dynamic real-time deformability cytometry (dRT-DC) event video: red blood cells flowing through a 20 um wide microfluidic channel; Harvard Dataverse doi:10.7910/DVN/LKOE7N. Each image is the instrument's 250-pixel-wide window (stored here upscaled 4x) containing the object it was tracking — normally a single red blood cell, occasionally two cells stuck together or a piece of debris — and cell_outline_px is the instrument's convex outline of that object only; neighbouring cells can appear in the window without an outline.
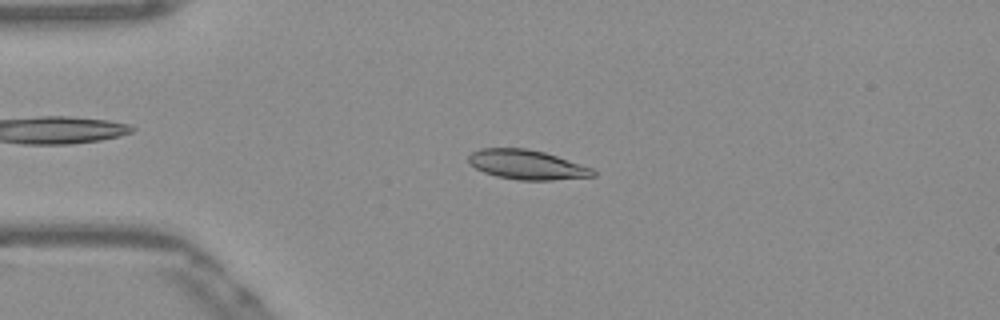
{"species": "Egyptian fruit bat (a non-hibernating species)", "species_latin": "Rousettus aegyptiacus", "temperature_condition": "warm", "stored_images_in_passage": 52, "camera_frame_rate_fps": 3000, "um_per_image_px": 0.085, "frame": {"image": 1, "passage_image": 12, "time_ms": 3.667, "image_size_px": [1000, 320], "cell_outline_px": [[596, 176], [552, 180], [520, 180], [496, 176], [484, 172], [476, 168], [468, 160], [468, 156], [472, 152], [480, 148], [528, 148], [544, 152], [592, 168], [596, 172]], "centroid_in_image_um": [44.78, 13.99], "position_along_channel_um": 40.2, "area_um2": 21.27}}
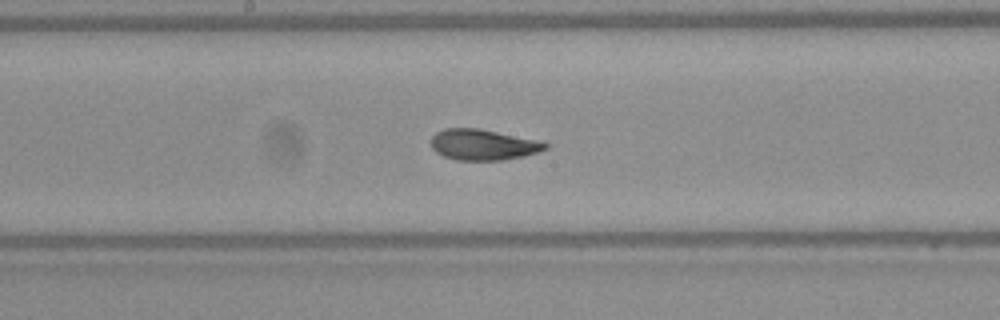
{"frame": {"image": 2, "passage_image": 27, "time_ms": 8.667, "image_size_px": [1000, 320], "cell_outline_px": [[548, 148], [524, 156], [504, 160], [456, 160], [444, 156], [436, 152], [432, 148], [432, 136], [436, 132], [444, 128], [476, 128], [536, 140], [548, 144]], "centroid_in_image_um": [41.02, 12.3], "position_along_channel_um": 207.2, "area_um2": 20.23}}
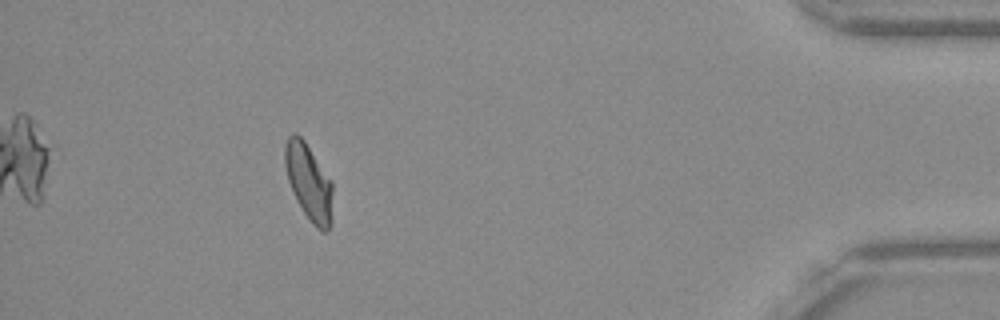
{"frame": {"image": 3, "passage_image": 47, "time_ms": 15.333, "image_size_px": [1000, 320], "cell_outline_px": [[332, 224], [328, 232], [324, 232], [316, 228], [312, 224], [304, 212], [288, 180], [284, 164], [284, 148], [288, 136], [292, 132], [296, 132], [304, 140], [332, 184]], "centroid_in_image_um": [26.25, 15.5], "position_along_channel_um": 409.0, "area_um2": 20.92}, "authors_computed_cell_mechanics": {"area_um2": 20.9236, "velocity_mm_per_s": 3.8599, "shape_relaxation_time_tau1_ms": 4.2743, "shape_relaxation_time_tau2_ms": 1.4293, "deformation_change_tau1": 0.1516, "deformation_change_tau2": 0.0585}}